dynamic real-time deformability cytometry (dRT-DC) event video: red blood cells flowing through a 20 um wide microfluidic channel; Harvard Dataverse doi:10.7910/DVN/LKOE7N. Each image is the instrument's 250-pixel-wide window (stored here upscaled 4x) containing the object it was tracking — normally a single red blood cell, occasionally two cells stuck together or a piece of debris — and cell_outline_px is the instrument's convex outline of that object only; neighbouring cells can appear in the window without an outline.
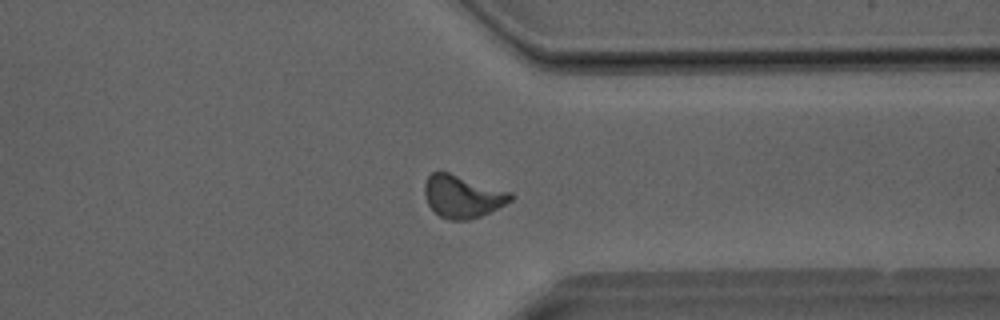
{"species": "Egyptian fruit bat (a non-hibernating species)", "species_latin": "Rousettus aegyptiacus", "temperature_condition": "room temperature", "stored_images_in_passage": 32, "camera_frame_rate_fps": 3000, "um_per_image_px": 0.085, "animal": {"sex": "male"}, "frame": {"image": 1, "passage_image": 27, "time_ms": 8.667, "image_size_px": [1000, 320], "cell_outline_px": [[516, 196], [512, 200], [480, 216], [468, 220], [448, 220], [440, 216], [428, 204], [424, 196], [424, 184], [428, 176], [432, 172], [448, 172], [512, 192]], "centroid_in_image_um": [39.3, 16.69], "position_along_channel_um": 372.1, "area_um2": 21.21}}